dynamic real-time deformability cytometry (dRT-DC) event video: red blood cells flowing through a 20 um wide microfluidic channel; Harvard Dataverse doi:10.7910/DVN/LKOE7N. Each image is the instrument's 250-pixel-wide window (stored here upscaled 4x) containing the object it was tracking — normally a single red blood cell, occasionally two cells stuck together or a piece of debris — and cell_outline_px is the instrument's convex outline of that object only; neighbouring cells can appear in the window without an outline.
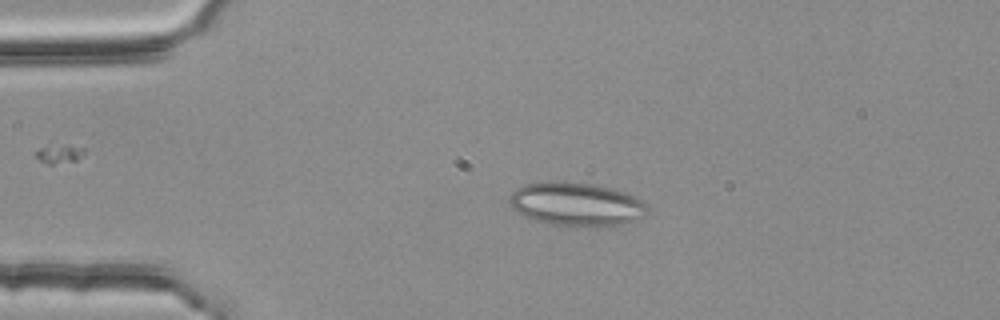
{"species": "common noctule bat (a hibernating species)", "species_latin": "Nyctalus noctula", "temperature_condition": "room temperature", "stored_images_in_passage": 2, "camera_frame_rate_fps": 3000, "um_per_image_px": 0.085, "animal": {"sex": "female", "body_mass_g": 25.1}, "frame": {"image": 1, "passage_image": 1, "time_ms": 0.0, "image_size_px": [1000, 320], "cell_outline_px": [[648, 212], [640, 220], [620, 224], [552, 224], [532, 220], [524, 216], [512, 208], [508, 200], [512, 192], [516, 188], [524, 184], [540, 180], [560, 180], [592, 184], [612, 188], [636, 196], [644, 200], [648, 208]], "centroid_in_image_um": [48.97, 17.3], "position_along_channel_um": 36.0, "area_um2": 35.03}}